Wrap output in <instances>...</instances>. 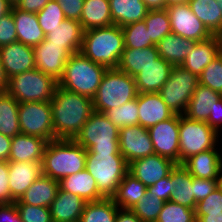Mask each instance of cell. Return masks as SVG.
I'll return each mask as SVG.
<instances>
[{
    "label": "cell",
    "mask_w": 222,
    "mask_h": 222,
    "mask_svg": "<svg viewBox=\"0 0 222 222\" xmlns=\"http://www.w3.org/2000/svg\"><path fill=\"white\" fill-rule=\"evenodd\" d=\"M94 112L91 98L58 85L51 100L55 140L74 139Z\"/></svg>",
    "instance_id": "6da1fadb"
},
{
    "label": "cell",
    "mask_w": 222,
    "mask_h": 222,
    "mask_svg": "<svg viewBox=\"0 0 222 222\" xmlns=\"http://www.w3.org/2000/svg\"><path fill=\"white\" fill-rule=\"evenodd\" d=\"M125 49L122 27L112 24L85 30L80 52L94 63L117 68Z\"/></svg>",
    "instance_id": "7a4b0ae2"
},
{
    "label": "cell",
    "mask_w": 222,
    "mask_h": 222,
    "mask_svg": "<svg viewBox=\"0 0 222 222\" xmlns=\"http://www.w3.org/2000/svg\"><path fill=\"white\" fill-rule=\"evenodd\" d=\"M87 150L74 139H56L46 145L42 160L43 175L60 181L85 169Z\"/></svg>",
    "instance_id": "3957f363"
},
{
    "label": "cell",
    "mask_w": 222,
    "mask_h": 222,
    "mask_svg": "<svg viewBox=\"0 0 222 222\" xmlns=\"http://www.w3.org/2000/svg\"><path fill=\"white\" fill-rule=\"evenodd\" d=\"M106 70L105 66L94 63L79 51L66 61L58 85L93 99Z\"/></svg>",
    "instance_id": "277c9868"
},
{
    "label": "cell",
    "mask_w": 222,
    "mask_h": 222,
    "mask_svg": "<svg viewBox=\"0 0 222 222\" xmlns=\"http://www.w3.org/2000/svg\"><path fill=\"white\" fill-rule=\"evenodd\" d=\"M135 78L118 68L105 71L101 83L93 97L94 111L104 113L107 110L137 98Z\"/></svg>",
    "instance_id": "5b68a950"
},
{
    "label": "cell",
    "mask_w": 222,
    "mask_h": 222,
    "mask_svg": "<svg viewBox=\"0 0 222 222\" xmlns=\"http://www.w3.org/2000/svg\"><path fill=\"white\" fill-rule=\"evenodd\" d=\"M74 140L90 154L122 155L119 150V128L103 113L94 112Z\"/></svg>",
    "instance_id": "8992f818"
},
{
    "label": "cell",
    "mask_w": 222,
    "mask_h": 222,
    "mask_svg": "<svg viewBox=\"0 0 222 222\" xmlns=\"http://www.w3.org/2000/svg\"><path fill=\"white\" fill-rule=\"evenodd\" d=\"M85 169L96 180L99 192L105 198H111L129 172V164L123 155L90 154L87 151Z\"/></svg>",
    "instance_id": "52a82bcc"
},
{
    "label": "cell",
    "mask_w": 222,
    "mask_h": 222,
    "mask_svg": "<svg viewBox=\"0 0 222 222\" xmlns=\"http://www.w3.org/2000/svg\"><path fill=\"white\" fill-rule=\"evenodd\" d=\"M58 81L37 68L8 79L6 91L19 103L51 101Z\"/></svg>",
    "instance_id": "ba28073f"
},
{
    "label": "cell",
    "mask_w": 222,
    "mask_h": 222,
    "mask_svg": "<svg viewBox=\"0 0 222 222\" xmlns=\"http://www.w3.org/2000/svg\"><path fill=\"white\" fill-rule=\"evenodd\" d=\"M179 164L189 157L219 147L220 136L206 122L194 121L180 115Z\"/></svg>",
    "instance_id": "9c48e42d"
},
{
    "label": "cell",
    "mask_w": 222,
    "mask_h": 222,
    "mask_svg": "<svg viewBox=\"0 0 222 222\" xmlns=\"http://www.w3.org/2000/svg\"><path fill=\"white\" fill-rule=\"evenodd\" d=\"M198 85L199 77L196 74L182 66H173L168 80L158 93L174 114L184 115Z\"/></svg>",
    "instance_id": "30bf717a"
},
{
    "label": "cell",
    "mask_w": 222,
    "mask_h": 222,
    "mask_svg": "<svg viewBox=\"0 0 222 222\" xmlns=\"http://www.w3.org/2000/svg\"><path fill=\"white\" fill-rule=\"evenodd\" d=\"M18 117L21 134L55 140L51 101L19 103Z\"/></svg>",
    "instance_id": "8fae6325"
},
{
    "label": "cell",
    "mask_w": 222,
    "mask_h": 222,
    "mask_svg": "<svg viewBox=\"0 0 222 222\" xmlns=\"http://www.w3.org/2000/svg\"><path fill=\"white\" fill-rule=\"evenodd\" d=\"M172 33L194 41H202L213 34L194 15L188 3L173 4L166 7Z\"/></svg>",
    "instance_id": "7c38bea8"
},
{
    "label": "cell",
    "mask_w": 222,
    "mask_h": 222,
    "mask_svg": "<svg viewBox=\"0 0 222 222\" xmlns=\"http://www.w3.org/2000/svg\"><path fill=\"white\" fill-rule=\"evenodd\" d=\"M180 115L175 114L166 121L148 128L155 154L179 164Z\"/></svg>",
    "instance_id": "4fadbf2b"
},
{
    "label": "cell",
    "mask_w": 222,
    "mask_h": 222,
    "mask_svg": "<svg viewBox=\"0 0 222 222\" xmlns=\"http://www.w3.org/2000/svg\"><path fill=\"white\" fill-rule=\"evenodd\" d=\"M119 150L128 164L155 154L148 129L139 124L119 129Z\"/></svg>",
    "instance_id": "5bb4252c"
},
{
    "label": "cell",
    "mask_w": 222,
    "mask_h": 222,
    "mask_svg": "<svg viewBox=\"0 0 222 222\" xmlns=\"http://www.w3.org/2000/svg\"><path fill=\"white\" fill-rule=\"evenodd\" d=\"M71 55L62 45L50 44L44 39L34 47L35 67L59 81Z\"/></svg>",
    "instance_id": "9a60e30c"
},
{
    "label": "cell",
    "mask_w": 222,
    "mask_h": 222,
    "mask_svg": "<svg viewBox=\"0 0 222 222\" xmlns=\"http://www.w3.org/2000/svg\"><path fill=\"white\" fill-rule=\"evenodd\" d=\"M175 165L166 157L152 154L129 163V173L148 187L168 176Z\"/></svg>",
    "instance_id": "2e32d148"
},
{
    "label": "cell",
    "mask_w": 222,
    "mask_h": 222,
    "mask_svg": "<svg viewBox=\"0 0 222 222\" xmlns=\"http://www.w3.org/2000/svg\"><path fill=\"white\" fill-rule=\"evenodd\" d=\"M0 58L8 79L16 74L36 68L34 48L21 42L0 47Z\"/></svg>",
    "instance_id": "e0dca14e"
},
{
    "label": "cell",
    "mask_w": 222,
    "mask_h": 222,
    "mask_svg": "<svg viewBox=\"0 0 222 222\" xmlns=\"http://www.w3.org/2000/svg\"><path fill=\"white\" fill-rule=\"evenodd\" d=\"M9 190L19 200L31 184L43 175L42 163L8 161Z\"/></svg>",
    "instance_id": "ac0fdd59"
},
{
    "label": "cell",
    "mask_w": 222,
    "mask_h": 222,
    "mask_svg": "<svg viewBox=\"0 0 222 222\" xmlns=\"http://www.w3.org/2000/svg\"><path fill=\"white\" fill-rule=\"evenodd\" d=\"M137 104L139 125L146 129L175 115L159 93H138Z\"/></svg>",
    "instance_id": "d6986e66"
},
{
    "label": "cell",
    "mask_w": 222,
    "mask_h": 222,
    "mask_svg": "<svg viewBox=\"0 0 222 222\" xmlns=\"http://www.w3.org/2000/svg\"><path fill=\"white\" fill-rule=\"evenodd\" d=\"M221 53L219 35L198 41L194 49L187 55L181 66L198 77L206 66Z\"/></svg>",
    "instance_id": "ffe728a7"
},
{
    "label": "cell",
    "mask_w": 222,
    "mask_h": 222,
    "mask_svg": "<svg viewBox=\"0 0 222 222\" xmlns=\"http://www.w3.org/2000/svg\"><path fill=\"white\" fill-rule=\"evenodd\" d=\"M47 143V140L31 135H15L12 138L8 161L42 163Z\"/></svg>",
    "instance_id": "44dd1931"
},
{
    "label": "cell",
    "mask_w": 222,
    "mask_h": 222,
    "mask_svg": "<svg viewBox=\"0 0 222 222\" xmlns=\"http://www.w3.org/2000/svg\"><path fill=\"white\" fill-rule=\"evenodd\" d=\"M87 202L78 195L59 188L49 206L52 222H79Z\"/></svg>",
    "instance_id": "7402d4cb"
},
{
    "label": "cell",
    "mask_w": 222,
    "mask_h": 222,
    "mask_svg": "<svg viewBox=\"0 0 222 222\" xmlns=\"http://www.w3.org/2000/svg\"><path fill=\"white\" fill-rule=\"evenodd\" d=\"M173 66L159 57L155 63L148 65L136 75L135 83L138 93H158L168 80Z\"/></svg>",
    "instance_id": "603a6c76"
},
{
    "label": "cell",
    "mask_w": 222,
    "mask_h": 222,
    "mask_svg": "<svg viewBox=\"0 0 222 222\" xmlns=\"http://www.w3.org/2000/svg\"><path fill=\"white\" fill-rule=\"evenodd\" d=\"M193 177L216 179L222 165V149H209L193 155L181 164Z\"/></svg>",
    "instance_id": "cb8c5ba5"
},
{
    "label": "cell",
    "mask_w": 222,
    "mask_h": 222,
    "mask_svg": "<svg viewBox=\"0 0 222 222\" xmlns=\"http://www.w3.org/2000/svg\"><path fill=\"white\" fill-rule=\"evenodd\" d=\"M221 98L222 94L199 84L189 100L184 116L194 121L207 122Z\"/></svg>",
    "instance_id": "d4e9b609"
},
{
    "label": "cell",
    "mask_w": 222,
    "mask_h": 222,
    "mask_svg": "<svg viewBox=\"0 0 222 222\" xmlns=\"http://www.w3.org/2000/svg\"><path fill=\"white\" fill-rule=\"evenodd\" d=\"M59 188L71 194L78 195L86 202L105 198L98 190L96 180L86 169L66 176L59 181Z\"/></svg>",
    "instance_id": "484cf974"
},
{
    "label": "cell",
    "mask_w": 222,
    "mask_h": 222,
    "mask_svg": "<svg viewBox=\"0 0 222 222\" xmlns=\"http://www.w3.org/2000/svg\"><path fill=\"white\" fill-rule=\"evenodd\" d=\"M11 11L15 20L17 42L34 48L45 39V33L39 25L36 13L24 12L15 6Z\"/></svg>",
    "instance_id": "4316f807"
},
{
    "label": "cell",
    "mask_w": 222,
    "mask_h": 222,
    "mask_svg": "<svg viewBox=\"0 0 222 222\" xmlns=\"http://www.w3.org/2000/svg\"><path fill=\"white\" fill-rule=\"evenodd\" d=\"M196 44L197 41L170 33L155 46L161 58L172 66H181Z\"/></svg>",
    "instance_id": "83f0119b"
},
{
    "label": "cell",
    "mask_w": 222,
    "mask_h": 222,
    "mask_svg": "<svg viewBox=\"0 0 222 222\" xmlns=\"http://www.w3.org/2000/svg\"><path fill=\"white\" fill-rule=\"evenodd\" d=\"M59 181L42 175L36 179L15 204H29L49 208L57 196Z\"/></svg>",
    "instance_id": "f1b7e54d"
},
{
    "label": "cell",
    "mask_w": 222,
    "mask_h": 222,
    "mask_svg": "<svg viewBox=\"0 0 222 222\" xmlns=\"http://www.w3.org/2000/svg\"><path fill=\"white\" fill-rule=\"evenodd\" d=\"M84 30L78 20L65 19L59 27L45 35L50 44L62 45L71 54L80 51Z\"/></svg>",
    "instance_id": "f546056e"
},
{
    "label": "cell",
    "mask_w": 222,
    "mask_h": 222,
    "mask_svg": "<svg viewBox=\"0 0 222 222\" xmlns=\"http://www.w3.org/2000/svg\"><path fill=\"white\" fill-rule=\"evenodd\" d=\"M112 22L123 27L142 21L149 9L142 0H109Z\"/></svg>",
    "instance_id": "4dcf8cb0"
},
{
    "label": "cell",
    "mask_w": 222,
    "mask_h": 222,
    "mask_svg": "<svg viewBox=\"0 0 222 222\" xmlns=\"http://www.w3.org/2000/svg\"><path fill=\"white\" fill-rule=\"evenodd\" d=\"M159 57L156 46H149L143 49L125 48L117 68L131 77H135L143 68L155 63Z\"/></svg>",
    "instance_id": "1f68e13d"
},
{
    "label": "cell",
    "mask_w": 222,
    "mask_h": 222,
    "mask_svg": "<svg viewBox=\"0 0 222 222\" xmlns=\"http://www.w3.org/2000/svg\"><path fill=\"white\" fill-rule=\"evenodd\" d=\"M172 185L175 190L169 201L195 209L194 177L181 164H176L172 169Z\"/></svg>",
    "instance_id": "d6a6232c"
},
{
    "label": "cell",
    "mask_w": 222,
    "mask_h": 222,
    "mask_svg": "<svg viewBox=\"0 0 222 222\" xmlns=\"http://www.w3.org/2000/svg\"><path fill=\"white\" fill-rule=\"evenodd\" d=\"M79 22L84 31L112 25L109 0H84Z\"/></svg>",
    "instance_id": "836d02e7"
},
{
    "label": "cell",
    "mask_w": 222,
    "mask_h": 222,
    "mask_svg": "<svg viewBox=\"0 0 222 222\" xmlns=\"http://www.w3.org/2000/svg\"><path fill=\"white\" fill-rule=\"evenodd\" d=\"M146 192L147 187L128 172L111 198L117 207L131 209Z\"/></svg>",
    "instance_id": "e575fe53"
},
{
    "label": "cell",
    "mask_w": 222,
    "mask_h": 222,
    "mask_svg": "<svg viewBox=\"0 0 222 222\" xmlns=\"http://www.w3.org/2000/svg\"><path fill=\"white\" fill-rule=\"evenodd\" d=\"M188 4L194 15L213 35L222 33V11L215 0H189Z\"/></svg>",
    "instance_id": "d590c367"
},
{
    "label": "cell",
    "mask_w": 222,
    "mask_h": 222,
    "mask_svg": "<svg viewBox=\"0 0 222 222\" xmlns=\"http://www.w3.org/2000/svg\"><path fill=\"white\" fill-rule=\"evenodd\" d=\"M19 102L6 90L0 93V133L13 138L21 133L19 127Z\"/></svg>",
    "instance_id": "8d00e7d4"
},
{
    "label": "cell",
    "mask_w": 222,
    "mask_h": 222,
    "mask_svg": "<svg viewBox=\"0 0 222 222\" xmlns=\"http://www.w3.org/2000/svg\"><path fill=\"white\" fill-rule=\"evenodd\" d=\"M118 208L112 198L87 202L79 222H115Z\"/></svg>",
    "instance_id": "74e56055"
},
{
    "label": "cell",
    "mask_w": 222,
    "mask_h": 222,
    "mask_svg": "<svg viewBox=\"0 0 222 222\" xmlns=\"http://www.w3.org/2000/svg\"><path fill=\"white\" fill-rule=\"evenodd\" d=\"M149 37L151 40L157 44L162 40L166 35L172 33L171 24L167 10H149L146 17L143 19Z\"/></svg>",
    "instance_id": "f35d334b"
},
{
    "label": "cell",
    "mask_w": 222,
    "mask_h": 222,
    "mask_svg": "<svg viewBox=\"0 0 222 222\" xmlns=\"http://www.w3.org/2000/svg\"><path fill=\"white\" fill-rule=\"evenodd\" d=\"M137 98L110 110L105 111L109 120L119 129L139 124Z\"/></svg>",
    "instance_id": "ab89813d"
},
{
    "label": "cell",
    "mask_w": 222,
    "mask_h": 222,
    "mask_svg": "<svg viewBox=\"0 0 222 222\" xmlns=\"http://www.w3.org/2000/svg\"><path fill=\"white\" fill-rule=\"evenodd\" d=\"M124 34L125 48L143 49L156 44L149 37L144 20L122 27Z\"/></svg>",
    "instance_id": "60d3db41"
},
{
    "label": "cell",
    "mask_w": 222,
    "mask_h": 222,
    "mask_svg": "<svg viewBox=\"0 0 222 222\" xmlns=\"http://www.w3.org/2000/svg\"><path fill=\"white\" fill-rule=\"evenodd\" d=\"M164 201L156 197L153 193H145L138 203H136L131 210L143 221V222H156L159 213L161 212Z\"/></svg>",
    "instance_id": "b9f144b4"
},
{
    "label": "cell",
    "mask_w": 222,
    "mask_h": 222,
    "mask_svg": "<svg viewBox=\"0 0 222 222\" xmlns=\"http://www.w3.org/2000/svg\"><path fill=\"white\" fill-rule=\"evenodd\" d=\"M40 27L45 35L52 32L66 19L58 0H49L44 8L36 13Z\"/></svg>",
    "instance_id": "7bdbcfd3"
},
{
    "label": "cell",
    "mask_w": 222,
    "mask_h": 222,
    "mask_svg": "<svg viewBox=\"0 0 222 222\" xmlns=\"http://www.w3.org/2000/svg\"><path fill=\"white\" fill-rule=\"evenodd\" d=\"M156 222H196L195 209L166 201Z\"/></svg>",
    "instance_id": "ee69618b"
},
{
    "label": "cell",
    "mask_w": 222,
    "mask_h": 222,
    "mask_svg": "<svg viewBox=\"0 0 222 222\" xmlns=\"http://www.w3.org/2000/svg\"><path fill=\"white\" fill-rule=\"evenodd\" d=\"M199 84L222 94V54L220 53L199 76Z\"/></svg>",
    "instance_id": "f6af8a7d"
},
{
    "label": "cell",
    "mask_w": 222,
    "mask_h": 222,
    "mask_svg": "<svg viewBox=\"0 0 222 222\" xmlns=\"http://www.w3.org/2000/svg\"><path fill=\"white\" fill-rule=\"evenodd\" d=\"M16 206L22 222H52L49 208L29 204Z\"/></svg>",
    "instance_id": "bcb514c9"
},
{
    "label": "cell",
    "mask_w": 222,
    "mask_h": 222,
    "mask_svg": "<svg viewBox=\"0 0 222 222\" xmlns=\"http://www.w3.org/2000/svg\"><path fill=\"white\" fill-rule=\"evenodd\" d=\"M209 213H222V191L218 188L196 205L195 216L209 215Z\"/></svg>",
    "instance_id": "7dc6e473"
},
{
    "label": "cell",
    "mask_w": 222,
    "mask_h": 222,
    "mask_svg": "<svg viewBox=\"0 0 222 222\" xmlns=\"http://www.w3.org/2000/svg\"><path fill=\"white\" fill-rule=\"evenodd\" d=\"M17 42L15 20L12 11L0 18V47Z\"/></svg>",
    "instance_id": "c3c4849f"
},
{
    "label": "cell",
    "mask_w": 222,
    "mask_h": 222,
    "mask_svg": "<svg viewBox=\"0 0 222 222\" xmlns=\"http://www.w3.org/2000/svg\"><path fill=\"white\" fill-rule=\"evenodd\" d=\"M174 190L175 188L172 185V170L168 176L147 187V193L155 194L156 197L164 202L169 201Z\"/></svg>",
    "instance_id": "681fc988"
},
{
    "label": "cell",
    "mask_w": 222,
    "mask_h": 222,
    "mask_svg": "<svg viewBox=\"0 0 222 222\" xmlns=\"http://www.w3.org/2000/svg\"><path fill=\"white\" fill-rule=\"evenodd\" d=\"M8 161H0V204L14 203L9 190Z\"/></svg>",
    "instance_id": "f907efd6"
},
{
    "label": "cell",
    "mask_w": 222,
    "mask_h": 222,
    "mask_svg": "<svg viewBox=\"0 0 222 222\" xmlns=\"http://www.w3.org/2000/svg\"><path fill=\"white\" fill-rule=\"evenodd\" d=\"M215 189H217L216 179L194 177V197L197 203L209 196Z\"/></svg>",
    "instance_id": "816d5d0a"
},
{
    "label": "cell",
    "mask_w": 222,
    "mask_h": 222,
    "mask_svg": "<svg viewBox=\"0 0 222 222\" xmlns=\"http://www.w3.org/2000/svg\"><path fill=\"white\" fill-rule=\"evenodd\" d=\"M66 19L80 20L84 0H58Z\"/></svg>",
    "instance_id": "f5cc1de1"
},
{
    "label": "cell",
    "mask_w": 222,
    "mask_h": 222,
    "mask_svg": "<svg viewBox=\"0 0 222 222\" xmlns=\"http://www.w3.org/2000/svg\"><path fill=\"white\" fill-rule=\"evenodd\" d=\"M0 222H22L15 202L0 204Z\"/></svg>",
    "instance_id": "db71d44e"
},
{
    "label": "cell",
    "mask_w": 222,
    "mask_h": 222,
    "mask_svg": "<svg viewBox=\"0 0 222 222\" xmlns=\"http://www.w3.org/2000/svg\"><path fill=\"white\" fill-rule=\"evenodd\" d=\"M49 0H20L15 7L21 11L28 13H38Z\"/></svg>",
    "instance_id": "11a10c76"
},
{
    "label": "cell",
    "mask_w": 222,
    "mask_h": 222,
    "mask_svg": "<svg viewBox=\"0 0 222 222\" xmlns=\"http://www.w3.org/2000/svg\"><path fill=\"white\" fill-rule=\"evenodd\" d=\"M206 123L222 136V98L217 101V105L213 109V115H209Z\"/></svg>",
    "instance_id": "9f6ffc18"
},
{
    "label": "cell",
    "mask_w": 222,
    "mask_h": 222,
    "mask_svg": "<svg viewBox=\"0 0 222 222\" xmlns=\"http://www.w3.org/2000/svg\"><path fill=\"white\" fill-rule=\"evenodd\" d=\"M115 222H143L131 209L118 208Z\"/></svg>",
    "instance_id": "6f0895ef"
},
{
    "label": "cell",
    "mask_w": 222,
    "mask_h": 222,
    "mask_svg": "<svg viewBox=\"0 0 222 222\" xmlns=\"http://www.w3.org/2000/svg\"><path fill=\"white\" fill-rule=\"evenodd\" d=\"M12 138L0 133V161H8Z\"/></svg>",
    "instance_id": "680465c9"
},
{
    "label": "cell",
    "mask_w": 222,
    "mask_h": 222,
    "mask_svg": "<svg viewBox=\"0 0 222 222\" xmlns=\"http://www.w3.org/2000/svg\"><path fill=\"white\" fill-rule=\"evenodd\" d=\"M149 10H164L167 7V0H142Z\"/></svg>",
    "instance_id": "91938a15"
},
{
    "label": "cell",
    "mask_w": 222,
    "mask_h": 222,
    "mask_svg": "<svg viewBox=\"0 0 222 222\" xmlns=\"http://www.w3.org/2000/svg\"><path fill=\"white\" fill-rule=\"evenodd\" d=\"M195 217L196 222H222V213H209V215Z\"/></svg>",
    "instance_id": "94428289"
},
{
    "label": "cell",
    "mask_w": 222,
    "mask_h": 222,
    "mask_svg": "<svg viewBox=\"0 0 222 222\" xmlns=\"http://www.w3.org/2000/svg\"><path fill=\"white\" fill-rule=\"evenodd\" d=\"M7 84H8V77L5 73L3 63H2V60L0 58V89L2 91H5L6 88H7Z\"/></svg>",
    "instance_id": "6125c7cd"
},
{
    "label": "cell",
    "mask_w": 222,
    "mask_h": 222,
    "mask_svg": "<svg viewBox=\"0 0 222 222\" xmlns=\"http://www.w3.org/2000/svg\"><path fill=\"white\" fill-rule=\"evenodd\" d=\"M13 5L8 0H0V18L10 13Z\"/></svg>",
    "instance_id": "be15d7a7"
},
{
    "label": "cell",
    "mask_w": 222,
    "mask_h": 222,
    "mask_svg": "<svg viewBox=\"0 0 222 222\" xmlns=\"http://www.w3.org/2000/svg\"><path fill=\"white\" fill-rule=\"evenodd\" d=\"M216 181H217V188L222 191V165L219 168Z\"/></svg>",
    "instance_id": "e7e4bbea"
},
{
    "label": "cell",
    "mask_w": 222,
    "mask_h": 222,
    "mask_svg": "<svg viewBox=\"0 0 222 222\" xmlns=\"http://www.w3.org/2000/svg\"><path fill=\"white\" fill-rule=\"evenodd\" d=\"M189 0H167V6L173 4H185L188 3Z\"/></svg>",
    "instance_id": "03108f58"
},
{
    "label": "cell",
    "mask_w": 222,
    "mask_h": 222,
    "mask_svg": "<svg viewBox=\"0 0 222 222\" xmlns=\"http://www.w3.org/2000/svg\"><path fill=\"white\" fill-rule=\"evenodd\" d=\"M11 5L15 6L20 0H8Z\"/></svg>",
    "instance_id": "003e7915"
},
{
    "label": "cell",
    "mask_w": 222,
    "mask_h": 222,
    "mask_svg": "<svg viewBox=\"0 0 222 222\" xmlns=\"http://www.w3.org/2000/svg\"><path fill=\"white\" fill-rule=\"evenodd\" d=\"M218 6L220 7V11H222V0H215Z\"/></svg>",
    "instance_id": "a7ac6f4b"
},
{
    "label": "cell",
    "mask_w": 222,
    "mask_h": 222,
    "mask_svg": "<svg viewBox=\"0 0 222 222\" xmlns=\"http://www.w3.org/2000/svg\"><path fill=\"white\" fill-rule=\"evenodd\" d=\"M220 44H221V54H222V33L219 34Z\"/></svg>",
    "instance_id": "89a4df30"
}]
</instances>
